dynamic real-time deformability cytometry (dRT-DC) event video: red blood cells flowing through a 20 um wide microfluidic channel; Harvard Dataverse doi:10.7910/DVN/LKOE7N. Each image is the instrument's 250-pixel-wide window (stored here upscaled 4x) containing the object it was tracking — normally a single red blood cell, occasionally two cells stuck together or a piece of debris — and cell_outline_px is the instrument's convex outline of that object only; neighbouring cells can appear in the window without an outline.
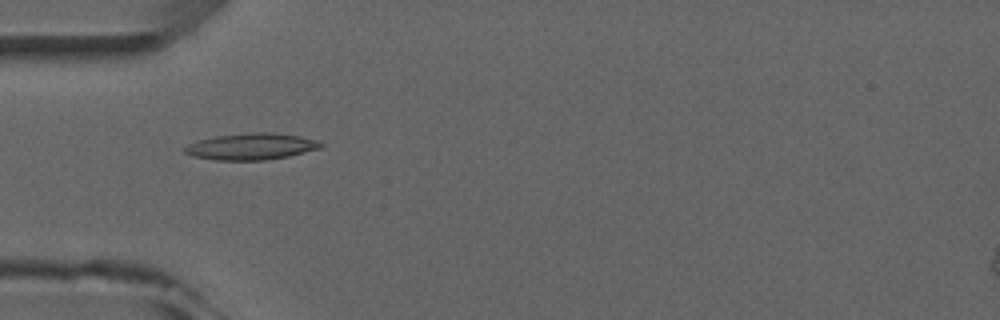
{"species": "common noctule bat (a hibernating species)", "species_latin": "Nyctalus noctula", "temperature_condition": "room temperature", "stored_images_in_passage": 5, "camera_frame_rate_fps": 3000, "um_per_image_px": 0.085, "animal": {"sex": "male", "forearm_length_mm": 52.5}, "frame": {"image": 1, "passage_image": 2, "time_ms": 1.333, "image_size_px": [1000, 320], "cell_outline_px": [[324, 148], [288, 156], [264, 160], [216, 160], [192, 156], [184, 152], [184, 148], [188, 144], [200, 140], [216, 136], [252, 132], [268, 132], [300, 136], [320, 140], [324, 144]], "centroid_in_image_um": [21.42, 12.45], "position_along_channel_um": 63.6, "area_um2": 21.1}}
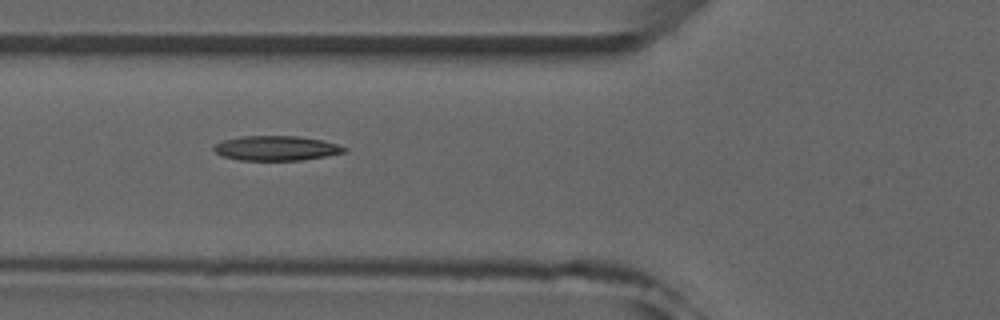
{"frame": {"image": 2, "passage_image": 3, "time_ms": 2.333, "image_size_px": [1000, 320], "cell_outline_px": [[348, 152], [304, 160], [240, 160], [224, 156], [216, 152], [212, 148], [216, 144], [224, 140], [244, 136], [296, 136], [324, 140], [348, 148]], "centroid_in_image_um": [23.55, 12.6], "position_along_channel_um": 102.3, "area_um2": 18.73}}
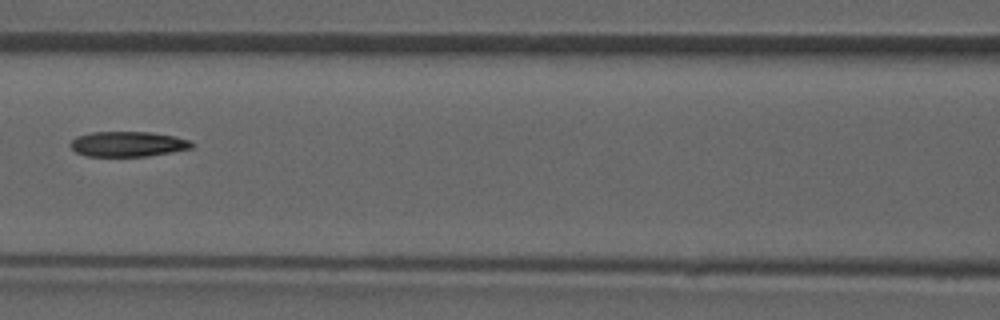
{"frame": {"image": 3, "passage_image": 4, "time_ms": 3.667, "image_size_px": [1000, 320], "cell_outline_px": [[196, 144], [192, 148], [148, 156], [88, 156], [76, 152], [68, 144], [76, 136], [92, 132], [152, 132], [176, 136], [188, 140]], "centroid_in_image_um": [10.88, 12.24], "position_along_channel_um": 155.7, "area_um2": 17.86}}